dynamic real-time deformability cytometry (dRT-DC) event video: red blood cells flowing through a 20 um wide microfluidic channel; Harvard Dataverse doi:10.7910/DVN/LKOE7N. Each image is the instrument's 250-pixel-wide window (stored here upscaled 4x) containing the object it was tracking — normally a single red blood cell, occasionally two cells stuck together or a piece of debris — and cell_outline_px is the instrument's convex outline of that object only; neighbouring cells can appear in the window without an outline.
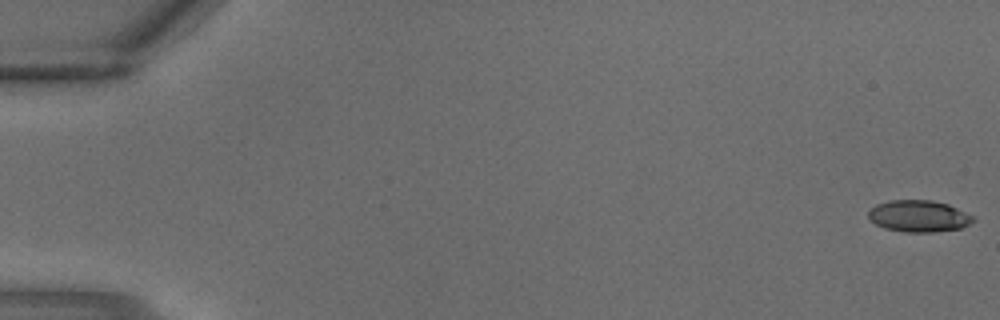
{"species": "common noctule bat (a hibernating species)", "species_latin": "Nyctalus noctula", "temperature_condition": "warm", "stored_images_in_passage": 4, "camera_frame_rate_fps": 3000, "um_per_image_px": 0.085, "animal": {"sex": "male", "body_mass_g": 18.8}, "frame": {"image": 1, "passage_image": 1, "time_ms": 0.0, "image_size_px": [1000, 320], "cell_outline_px": [[976, 220], [960, 228], [932, 232], [904, 232], [884, 228], [876, 224], [868, 216], [868, 212], [876, 204], [892, 200], [932, 200], [948, 204], [972, 216]], "centroid_in_image_um": [78.08, 18.37], "position_along_channel_um": 6.9, "area_um2": 19.13}}
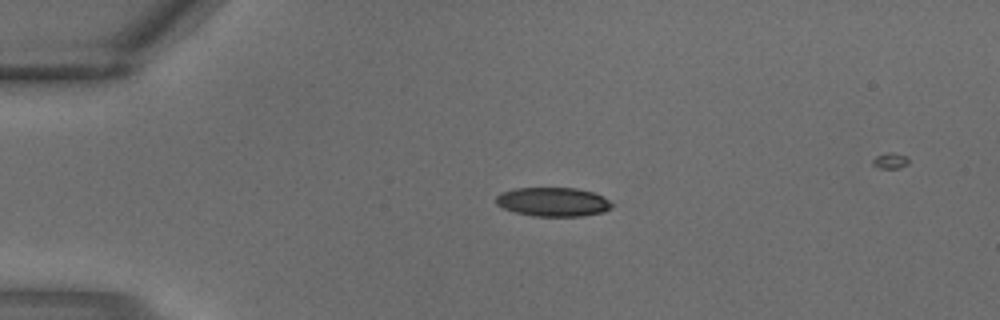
{"frame": {"image": 2, "passage_image": 3, "time_ms": 0.667, "image_size_px": [1000, 320], "cell_outline_px": [[616, 204], [612, 208], [604, 212], [580, 216], [532, 216], [516, 212], [504, 208], [496, 204], [496, 196], [500, 192], [512, 188], [576, 188], [592, 192], [604, 196]], "centroid_in_image_um": [47.04, 17.15], "position_along_channel_um": 38.0, "area_um2": 19.83}}